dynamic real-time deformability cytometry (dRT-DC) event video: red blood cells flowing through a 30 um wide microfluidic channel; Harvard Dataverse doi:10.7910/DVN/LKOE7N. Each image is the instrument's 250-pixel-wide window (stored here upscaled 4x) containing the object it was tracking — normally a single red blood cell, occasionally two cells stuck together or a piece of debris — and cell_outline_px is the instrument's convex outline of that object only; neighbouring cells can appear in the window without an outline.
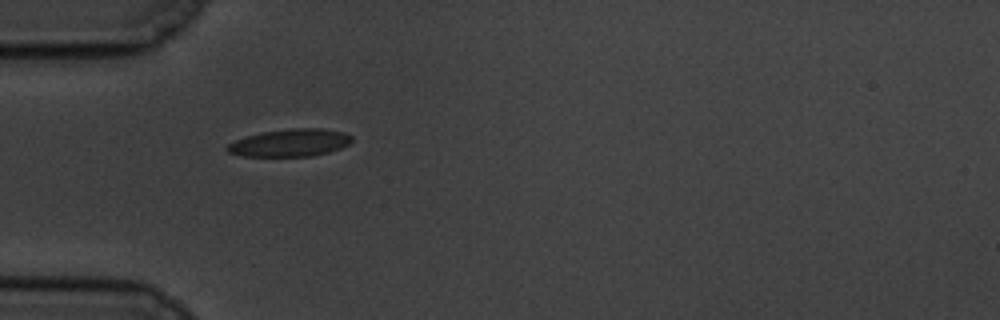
{"species": "common noctule bat (a hibernating species)", "species_latin": "Nyctalus noctula", "temperature_condition": "cold", "stored_images_in_passage": 42, "camera_frame_rate_fps": 3000, "um_per_image_px": 0.085, "animal": {"sex": "male", "body_mass_g": 19.5, "forearm_length_mm": 54.6}, "frame": {"image": 1, "passage_image": 1, "time_ms": 0.0, "image_size_px": [1000, 320], "cell_outline_px": [[352, 140], [348, 144], [340, 148], [328, 152], [312, 156], [244, 156], [228, 152], [224, 148], [228, 144], [236, 140], [248, 136], [264, 132], [288, 128], [324, 128], [344, 132], [352, 136]], "centroid_in_image_um": [24.67, 12.13], "position_along_channel_um": 60.3, "area_um2": 19.88}}
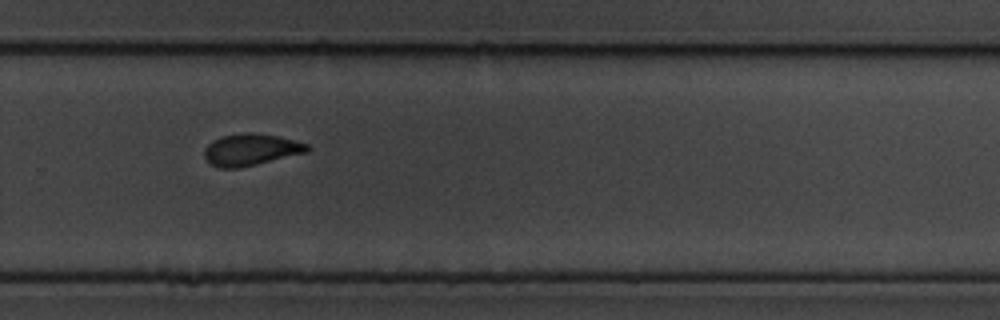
{"frame": {"image": 2, "passage_image": 23, "time_ms": 7.333, "image_size_px": [1000, 320], "cell_outline_px": [[308, 152], [240, 168], [220, 168], [212, 164], [204, 156], [204, 148], [212, 140], [220, 136], [244, 132], [252, 132], [280, 136], [308, 144]], "centroid_in_image_um": [21.31, 12.71], "position_along_channel_um": 308.5, "area_um2": 19.13}}
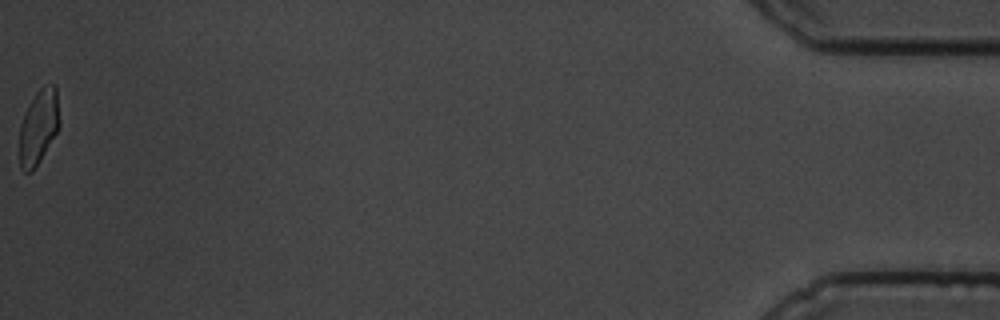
{"frame": {"image": 3, "passage_image": 42, "time_ms": 13.667, "image_size_px": [1000, 320], "cell_outline_px": [[60, 124], [56, 132], [40, 160], [32, 172], [24, 172], [20, 168], [20, 124], [28, 104], [36, 92], [44, 84], [56, 84], [60, 120]], "centroid_in_image_um": [3.29, 10.74], "position_along_channel_um": 431.9, "area_um2": 17.46}, "authors_computed_cell_mechanics": {"area_um2": 19.074, "velocity_mm_per_s": 3.4345, "shape_relaxation_time_tau1_ms": 3.3716, "shape_relaxation_time_tau2_ms": 2.0727, "deformation_change_tau1": 0.1292, "deformation_change_tau2": 0.0876}}